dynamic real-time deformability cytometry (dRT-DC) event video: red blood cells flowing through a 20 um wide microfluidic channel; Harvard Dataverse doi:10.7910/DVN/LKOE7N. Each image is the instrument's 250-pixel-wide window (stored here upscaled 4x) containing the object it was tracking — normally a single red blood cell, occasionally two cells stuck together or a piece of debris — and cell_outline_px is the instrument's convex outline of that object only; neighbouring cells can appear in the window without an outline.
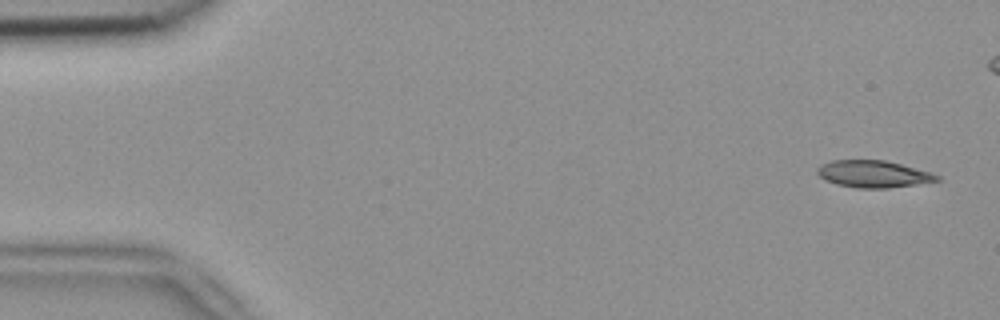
{"species": "common noctule bat (a hibernating species)", "species_latin": "Nyctalus noctula", "temperature_condition": "room temperature", "stored_images_in_passage": 5, "camera_frame_rate_fps": 3000, "um_per_image_px": 0.085, "animal": {"sex": "female", "body_mass_g": 18.4}, "frame": {"image": 1, "passage_image": 1, "time_ms": 0.0, "image_size_px": [1000, 320], "cell_outline_px": [[940, 180], [916, 184], [888, 188], [856, 188], [836, 184], [824, 180], [816, 172], [816, 168], [820, 164], [832, 160], [884, 160], [932, 172], [940, 176]], "centroid_in_image_um": [74.2, 14.79], "position_along_channel_um": 10.8, "area_um2": 18.9}}